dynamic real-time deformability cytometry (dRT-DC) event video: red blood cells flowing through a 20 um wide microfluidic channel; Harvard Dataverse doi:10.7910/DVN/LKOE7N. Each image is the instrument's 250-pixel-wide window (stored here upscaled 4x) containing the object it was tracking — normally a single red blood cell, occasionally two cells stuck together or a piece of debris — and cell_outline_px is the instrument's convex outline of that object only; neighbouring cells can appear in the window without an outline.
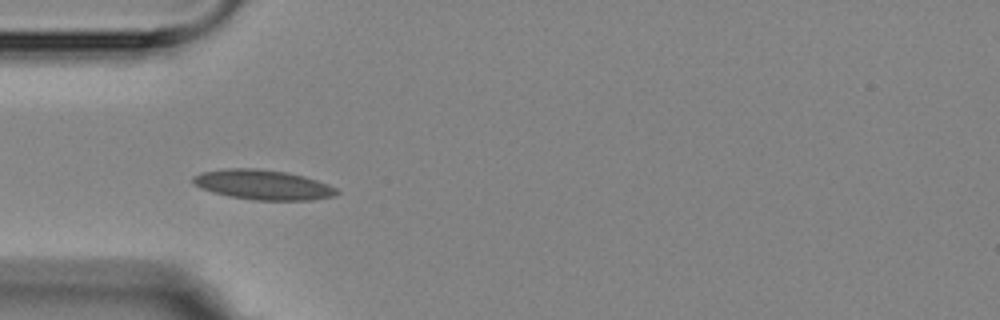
{"species": "Egyptian fruit bat (a non-hibernating species)", "species_latin": "Rousettus aegyptiacus", "temperature_condition": "room temperature", "stored_images_in_passage": 4, "camera_frame_rate_fps": 3000, "um_per_image_px": 0.085, "animal": {"sex": "female"}, "frame": {"image": 1, "passage_image": 3, "time_ms": 3.333, "image_size_px": [1000, 320], "cell_outline_px": [[340, 192], [332, 196], [312, 200], [252, 200], [228, 196], [212, 192], [200, 188], [192, 184], [192, 176], [204, 172], [228, 168], [256, 168], [288, 172], [304, 176], [328, 184], [336, 188]], "centroid_in_image_um": [22.33, 15.7], "position_along_channel_um": 62.7, "area_um2": 25.09}}
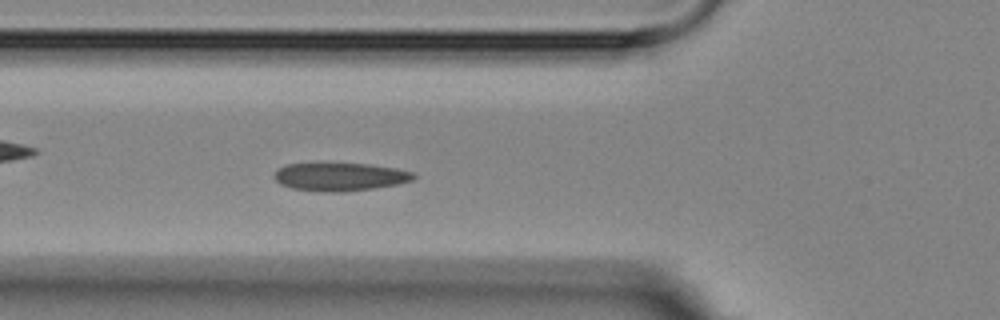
{"frame": {"image": 2, "passage_image": 4, "time_ms": 4.333, "image_size_px": [1000, 320], "cell_outline_px": [[416, 176], [412, 180], [396, 184], [372, 188], [344, 192], [324, 192], [292, 188], [280, 184], [272, 176], [276, 168], [288, 164], [368, 164], [396, 168], [412, 172]], "centroid_in_image_um": [28.85, 15.03], "position_along_channel_um": 97.0, "area_um2": 22.66}}